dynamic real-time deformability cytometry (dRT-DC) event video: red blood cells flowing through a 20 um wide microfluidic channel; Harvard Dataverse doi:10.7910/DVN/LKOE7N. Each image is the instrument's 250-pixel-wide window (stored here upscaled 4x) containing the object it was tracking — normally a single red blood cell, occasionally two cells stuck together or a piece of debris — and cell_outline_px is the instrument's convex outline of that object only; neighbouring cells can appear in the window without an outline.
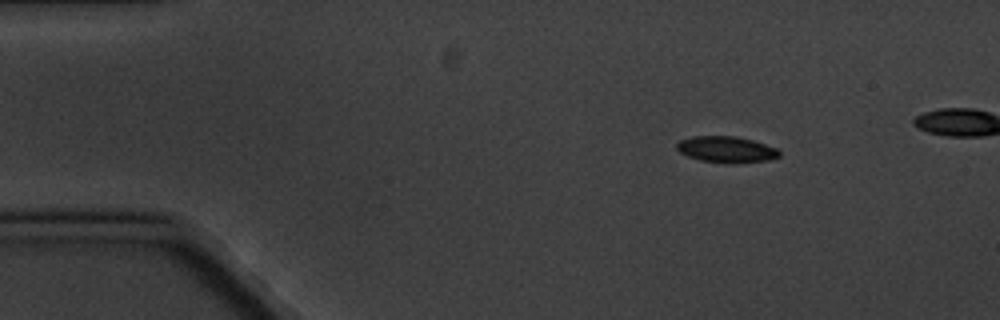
{"species": "common noctule bat (a hibernating species)", "species_latin": "Nyctalus noctula", "temperature_condition": "cold", "stored_images_in_passage": 4, "camera_frame_rate_fps": 3000, "um_per_image_px": 0.085, "animal": {"sex": "male", "body_mass_g": 20.1, "forearm_length_mm": 53.5}, "frame": {"image": 1, "passage_image": 2, "time_ms": 1.0, "image_size_px": [1000, 320], "cell_outline_px": [[780, 156], [768, 160], [732, 164], [700, 160], [688, 156], [680, 152], [676, 148], [676, 144], [680, 140], [692, 136], [736, 136], [752, 140], [776, 148], [780, 152]], "centroid_in_image_um": [61.73, 12.7], "position_along_channel_um": 23.3, "area_um2": 15.66}}